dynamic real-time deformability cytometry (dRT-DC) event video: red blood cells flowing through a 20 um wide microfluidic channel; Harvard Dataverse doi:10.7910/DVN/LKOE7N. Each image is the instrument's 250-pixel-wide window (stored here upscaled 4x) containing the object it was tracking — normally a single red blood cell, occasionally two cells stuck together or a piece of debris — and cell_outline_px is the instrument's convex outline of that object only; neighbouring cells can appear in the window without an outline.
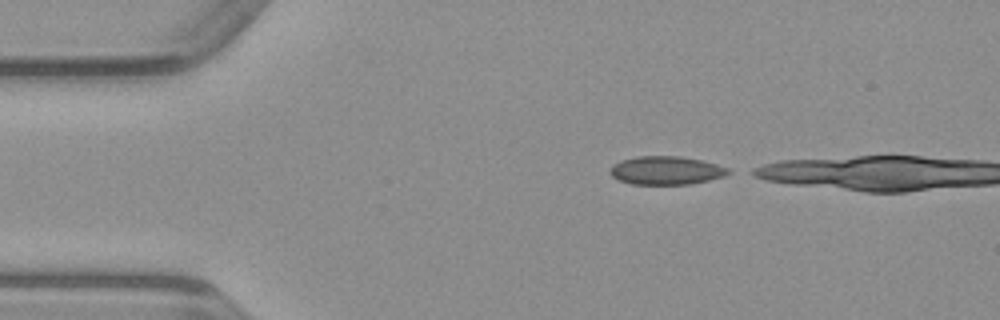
{"species": "common noctule bat (a hibernating species)", "species_latin": "Nyctalus noctula", "temperature_condition": "warm", "stored_images_in_passage": 10, "camera_frame_rate_fps": 3000, "um_per_image_px": 0.085, "animal": {"sex": "male", "body_mass_g": 23.1, "forearm_length_mm": 52.7}, "frame": {"image": 1, "passage_image": 1, "time_ms": 0.0, "image_size_px": [1000, 320], "cell_outline_px": [[732, 172], [724, 176], [692, 184], [632, 184], [620, 180], [612, 176], [608, 172], [620, 160], [636, 156], [680, 156], [700, 160], [716, 164], [728, 168]], "centroid_in_image_um": [56.63, 14.48], "position_along_channel_um": 28.4, "area_um2": 19.42}}
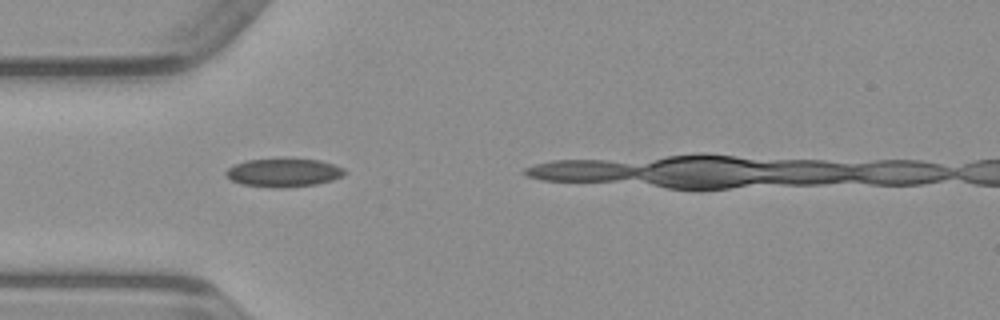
{"frame": {"image": 2, "passage_image": 7, "time_ms": 2.0, "image_size_px": [1000, 320], "cell_outline_px": [[348, 172], [332, 180], [316, 184], [284, 188], [272, 188], [240, 184], [224, 176], [224, 172], [228, 168], [236, 164], [248, 160], [320, 160], [344, 168]], "centroid_in_image_um": [24.08, 14.7], "position_along_channel_um": 60.9, "area_um2": 19.36}}